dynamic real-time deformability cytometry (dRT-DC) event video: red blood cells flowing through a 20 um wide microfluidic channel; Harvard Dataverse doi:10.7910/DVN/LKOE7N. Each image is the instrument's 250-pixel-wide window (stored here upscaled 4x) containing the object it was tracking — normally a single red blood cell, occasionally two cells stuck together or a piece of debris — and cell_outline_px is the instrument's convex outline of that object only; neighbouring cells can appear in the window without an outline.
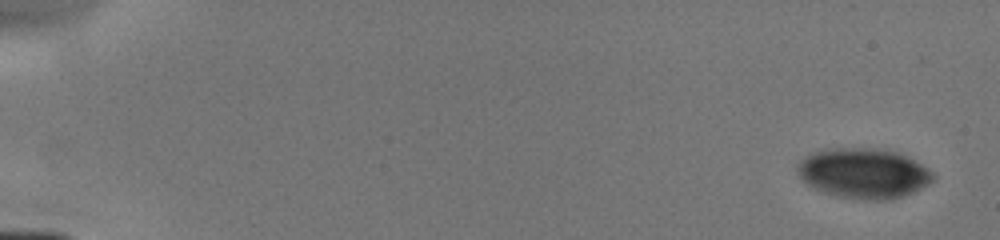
{"species": "human", "species_latin": "Homo sapiens", "temperature_condition": "cold", "stored_images_in_passage": 7, "camera_frame_rate_fps": 3000, "um_per_image_px": 0.085, "donor": {"sex": "male"}, "frame": {"image": 1, "passage_image": 1, "time_ms": 0.0, "image_size_px": [1000, 240], "cell_outline_px": [[936, 176], [928, 184], [912, 192], [888, 200], [868, 200], [840, 196], [824, 192], [808, 184], [800, 176], [796, 164], [800, 160], [816, 152], [836, 148], [876, 148], [896, 152], [908, 156], [928, 168]], "centroid_in_image_um": [73.44, 14.72], "position_along_channel_um": 11.6, "area_um2": 39.02}}
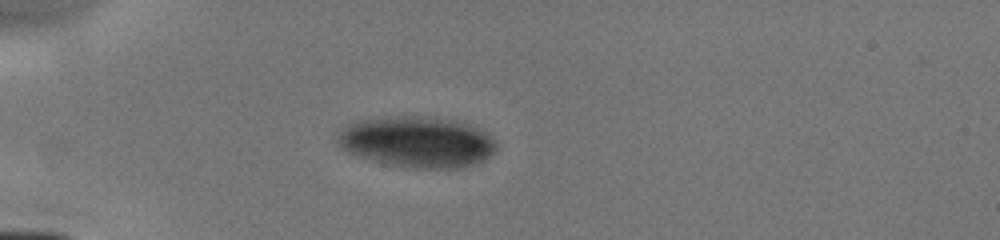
{"frame": {"image": 2, "passage_image": 5, "time_ms": 4.333, "image_size_px": [1000, 240], "cell_outline_px": [[496, 148], [488, 156], [464, 168], [416, 168], [388, 164], [372, 160], [348, 152], [336, 144], [336, 132], [340, 128], [348, 124], [360, 120], [400, 116], [424, 116], [452, 120], [480, 128], [488, 132], [496, 144]], "centroid_in_image_um": [35.41, 12.05], "position_along_channel_um": 49.6, "area_um2": 47.05}}
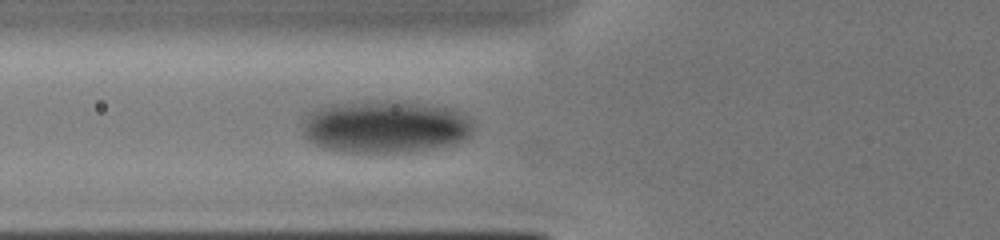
{"frame": {"image": 3, "passage_image": 7, "time_ms": 6.0, "image_size_px": [1000, 240], "cell_outline_px": [[472, 128], [468, 136], [452, 144], [408, 152], [348, 152], [324, 148], [308, 140], [304, 136], [304, 124], [308, 112], [332, 104], [376, 100], [448, 108], [460, 112], [468, 116], [472, 120]], "centroid_in_image_um": [32.71, 10.78], "position_along_channel_um": 93.1, "area_um2": 51.38}}